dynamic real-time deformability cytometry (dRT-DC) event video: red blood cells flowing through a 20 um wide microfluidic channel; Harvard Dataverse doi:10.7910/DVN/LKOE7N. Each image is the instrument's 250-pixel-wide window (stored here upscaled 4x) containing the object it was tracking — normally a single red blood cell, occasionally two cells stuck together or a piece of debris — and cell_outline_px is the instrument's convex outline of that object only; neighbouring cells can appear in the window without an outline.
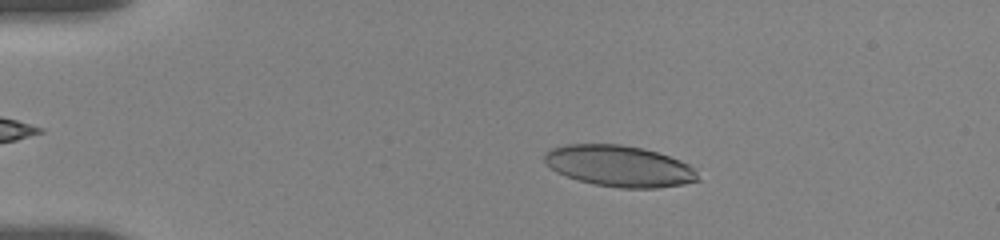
{"species": "human", "species_latin": "Homo sapiens", "temperature_condition": "room temperature", "stored_images_in_passage": 54, "camera_frame_rate_fps": 3000, "um_per_image_px": 0.085, "donor": {"sex": "female"}, "frame": {"image": 1, "passage_image": 10, "time_ms": 3.0, "image_size_px": [1000, 240], "cell_outline_px": [[700, 180], [684, 184], [656, 188], [620, 188], [592, 184], [556, 172], [544, 164], [544, 156], [552, 148], [568, 144], [620, 144], [644, 148], [680, 160], [696, 168]], "centroid_in_image_um": [52.66, 14.12], "position_along_channel_um": 32.3, "area_um2": 36.93}}
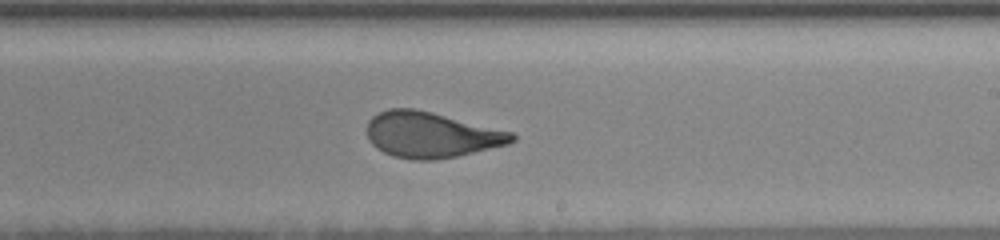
{"frame": {"image": 2, "passage_image": 33, "time_ms": 10.667, "image_size_px": [1000, 240], "cell_outline_px": [[516, 140], [508, 144], [456, 156], [432, 160], [412, 160], [392, 156], [376, 148], [368, 140], [368, 120], [372, 116], [388, 108], [412, 108], [432, 112], [512, 132], [516, 136]], "centroid_in_image_um": [36.62, 11.46], "position_along_channel_um": 252.4, "area_um2": 38.44}}
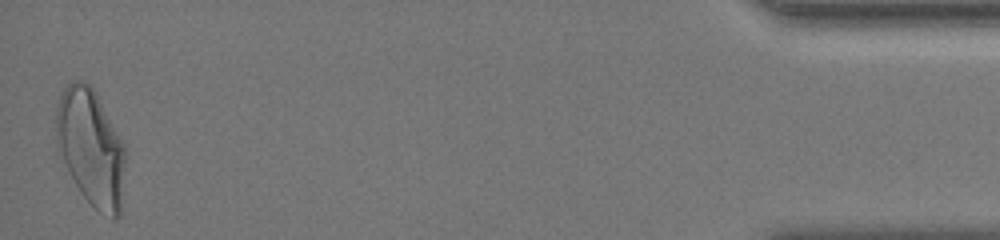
{"frame": {"image": 3, "passage_image": 54, "time_ms": 17.667, "image_size_px": [1000, 240], "cell_outline_px": [[124, 164], [120, 216], [116, 220], [112, 220], [100, 212], [84, 196], [76, 184], [56, 148], [56, 104], [64, 88], [72, 80], [84, 80], [96, 92], [124, 144]], "centroid_in_image_um": [7.71, 12.51], "position_along_channel_um": 427.5, "area_um2": 46.76}, "authors_computed_cell_mechanics": {"area_um2": 38.726, "velocity_mm_per_s": 3.6391, "shape_relaxation_time_tau1_ms": 6.2501, "shape_relaxation_time_tau2_ms": 0.9215, "deformation_change_tau1": 0.2069, "deformation_change_tau2": 0.0831}}